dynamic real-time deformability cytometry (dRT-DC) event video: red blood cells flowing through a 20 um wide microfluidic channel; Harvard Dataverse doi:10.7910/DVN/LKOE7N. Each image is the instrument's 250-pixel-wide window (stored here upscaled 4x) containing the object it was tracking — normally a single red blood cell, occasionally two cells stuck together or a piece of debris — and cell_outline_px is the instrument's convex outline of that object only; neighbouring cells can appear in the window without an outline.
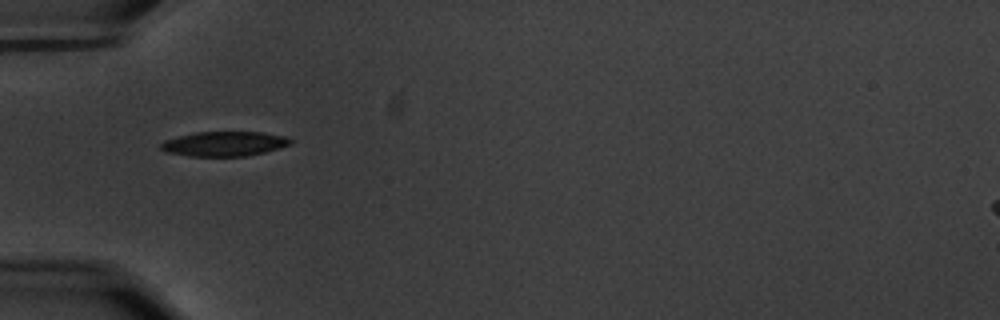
{"species": "common noctule bat (a hibernating species)", "species_latin": "Nyctalus noctula", "temperature_condition": "warm", "stored_images_in_passage": 40, "camera_frame_rate_fps": 3000, "um_per_image_px": 0.085, "animal": {"sex": "male", "body_mass_g": 20.1, "forearm_length_mm": 53.5}, "frame": {"image": 1, "passage_image": 1, "time_ms": 0.0, "image_size_px": [1000, 320], "cell_outline_px": [[292, 144], [280, 148], [248, 156], [188, 156], [164, 152], [160, 148], [160, 144], [164, 140], [196, 132], [264, 132], [288, 136], [292, 140]], "centroid_in_image_um": [19.09, 12.22], "position_along_channel_um": 65.9, "area_um2": 18.84}}
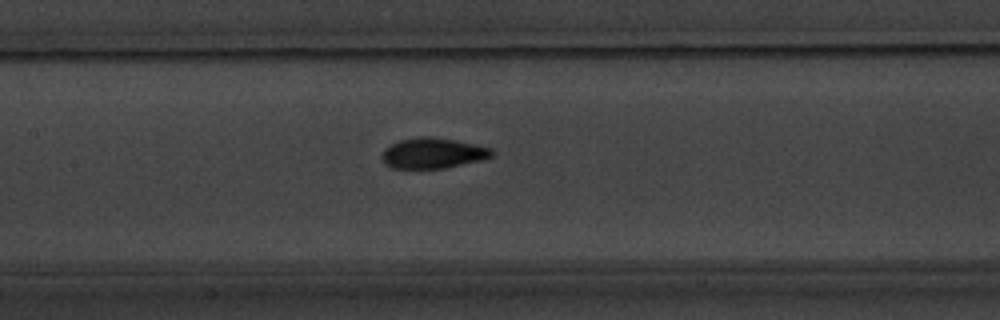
{"frame": {"image": 2, "passage_image": 10, "time_ms": 3.0, "image_size_px": [1000, 320], "cell_outline_px": [[496, 152], [492, 156], [480, 160], [444, 168], [392, 168], [384, 164], [384, 148], [400, 140], [420, 136], [428, 136], [452, 140], [492, 148]], "centroid_in_image_um": [36.8, 13.02], "position_along_channel_um": 170.6, "area_um2": 19.19}}
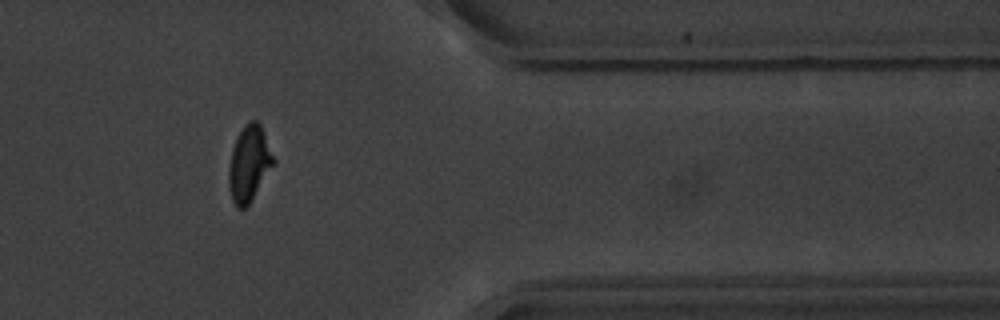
{"frame": {"image": 3, "passage_image": 30, "time_ms": 9.667, "image_size_px": [1000, 320], "cell_outline_px": [[276, 164], [248, 204], [244, 208], [236, 208], [232, 200], [228, 184], [228, 168], [232, 148], [236, 136], [244, 124], [252, 120], [256, 120], [260, 124], [276, 160]], "centroid_in_image_um": [21.18, 13.9], "position_along_channel_um": 390.2, "area_um2": 20.0}, "authors_computed_cell_mechanics": {"area_um2": 19.3052, "velocity_mm_per_s": 3.5235, "shape_relaxation_time_tau1_ms": 2.5649, "shape_relaxation_time_tau2_ms": 1.2684, "deformation_change_tau1": 0.1749, "deformation_change_tau2": 0.0456}}